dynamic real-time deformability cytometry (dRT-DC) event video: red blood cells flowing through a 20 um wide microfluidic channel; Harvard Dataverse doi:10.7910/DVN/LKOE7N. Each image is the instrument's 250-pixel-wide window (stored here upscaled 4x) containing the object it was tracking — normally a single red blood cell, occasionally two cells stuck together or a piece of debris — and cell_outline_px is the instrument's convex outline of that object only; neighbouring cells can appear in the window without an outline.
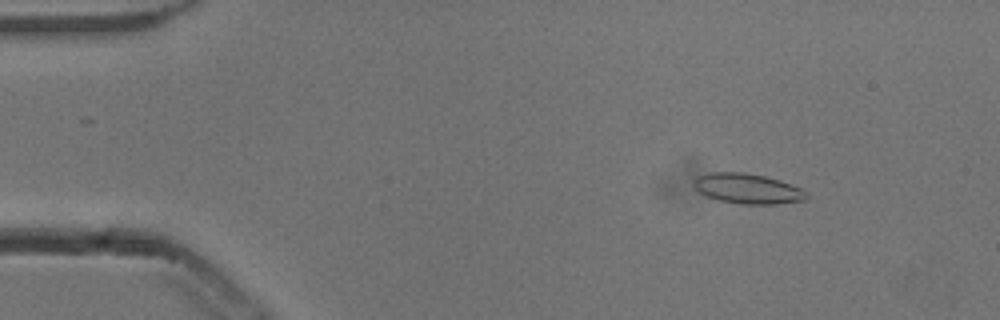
{"species": "common noctule bat (a hibernating species)", "species_latin": "Nyctalus noctula", "temperature_condition": "cold", "stored_images_in_passage": 53, "camera_frame_rate_fps": 3000, "um_per_image_px": 0.085, "animal": {"sex": "male", "body_mass_g": 13.3}, "frame": {"image": 1, "passage_image": 7, "time_ms": 2.0, "image_size_px": [1000, 320], "cell_outline_px": [[808, 196], [804, 200], [776, 204], [740, 204], [720, 200], [708, 196], [700, 192], [692, 184], [692, 180], [696, 176], [708, 172], [744, 172], [764, 176], [780, 180], [800, 188], [808, 192]], "centroid_in_image_um": [63.53, 16.02], "position_along_channel_um": 21.5, "area_um2": 19.83}}
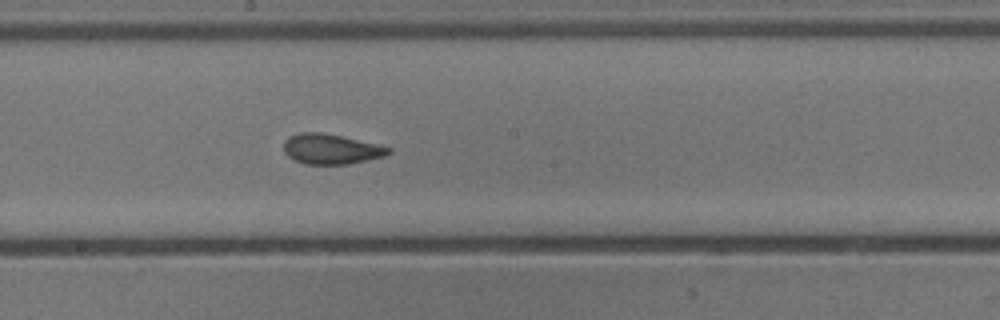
{"frame": {"image": 2, "passage_image": 29, "time_ms": 9.333, "image_size_px": [1000, 320], "cell_outline_px": [[392, 152], [384, 156], [368, 160], [348, 164], [308, 164], [296, 160], [288, 156], [284, 152], [284, 140], [288, 136], [300, 132], [320, 132], [340, 136], [376, 144], [392, 148]], "centroid_in_image_um": [28.13, 12.66], "position_along_channel_um": 220.1, "area_um2": 18.26}}
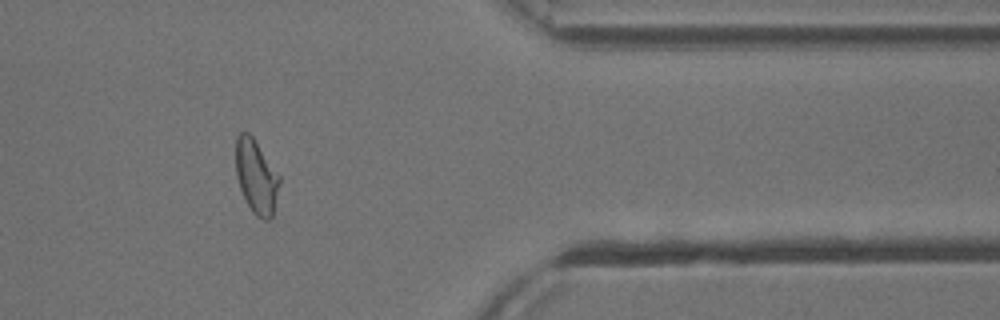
{"frame": {"image": 3, "passage_image": 44, "time_ms": 14.333, "image_size_px": [1000, 320], "cell_outline_px": [[280, 184], [272, 216], [268, 220], [264, 220], [256, 216], [252, 212], [240, 188], [236, 176], [236, 136], [240, 132], [248, 132], [252, 136], [280, 176]], "centroid_in_image_um": [21.78, 15.01], "position_along_channel_um": 389.6, "area_um2": 18.67}, "authors_computed_cell_mechanics": {"area_um2": 18.8428, "velocity_mm_per_s": 3.8278, "shape_relaxation_time_tau1_ms": null, "shape_relaxation_time_tau2_ms": 0.9929, "deformation_change_tau1": null, "deformation_change_tau2": 0.0639}}